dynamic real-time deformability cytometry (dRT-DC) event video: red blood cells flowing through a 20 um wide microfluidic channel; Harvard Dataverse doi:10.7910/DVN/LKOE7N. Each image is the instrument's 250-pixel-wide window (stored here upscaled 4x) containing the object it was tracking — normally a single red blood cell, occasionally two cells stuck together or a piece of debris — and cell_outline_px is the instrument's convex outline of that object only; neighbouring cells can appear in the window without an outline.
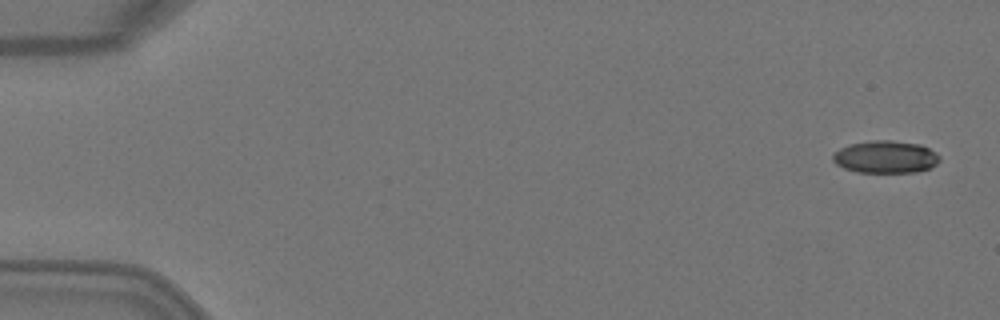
{"species": "Egyptian fruit bat (a non-hibernating species)", "species_latin": "Rousettus aegyptiacus", "temperature_condition": "warm", "stored_images_in_passage": 4, "camera_frame_rate_fps": 3000, "um_per_image_px": 0.085, "animal": {"sex": "female"}, "frame": {"image": 1, "passage_image": 1, "time_ms": 0.0, "image_size_px": [1000, 320], "cell_outline_px": [[940, 160], [936, 164], [928, 168], [916, 172], [856, 172], [844, 168], [836, 164], [832, 160], [832, 156], [840, 148], [852, 144], [872, 140], [892, 140], [920, 144], [936, 152], [940, 156]], "centroid_in_image_um": [75.28, 13.33], "position_along_channel_um": 9.7, "area_um2": 20.11}}